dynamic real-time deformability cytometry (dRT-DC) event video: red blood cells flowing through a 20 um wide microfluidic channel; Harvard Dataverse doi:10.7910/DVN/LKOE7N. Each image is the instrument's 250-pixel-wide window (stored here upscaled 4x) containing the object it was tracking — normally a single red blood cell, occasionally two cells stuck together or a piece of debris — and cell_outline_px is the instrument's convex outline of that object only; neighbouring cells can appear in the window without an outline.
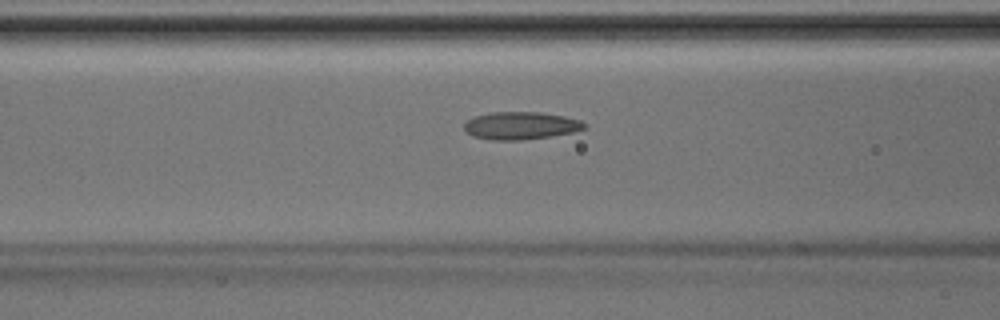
{"species": "Egyptian fruit bat (a non-hibernating species)", "species_latin": "Rousettus aegyptiacus", "temperature_condition": "room temperature", "stored_images_in_passage": 45, "camera_frame_rate_fps": 3000, "um_per_image_px": 0.085, "animal": {"sex": "male"}, "frame": {"image": 1, "passage_image": 18, "time_ms": 5.667, "image_size_px": [1000, 320], "cell_outline_px": [[588, 124], [584, 128], [572, 132], [548, 136], [520, 140], [492, 140], [472, 136], [464, 128], [464, 124], [468, 120], [476, 116], [492, 112], [540, 112], [564, 116], [580, 120]], "centroid_in_image_um": [44.26, 10.67], "position_along_channel_um": 122.3, "area_um2": 19.13}}
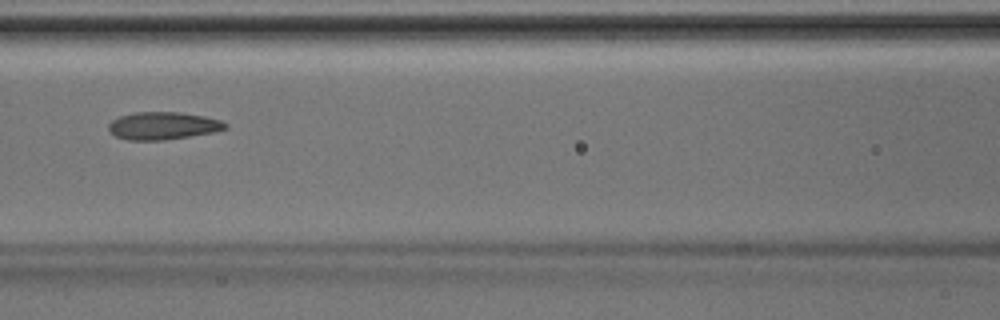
{"frame": {"image": 2, "passage_image": 20, "time_ms": 6.333, "image_size_px": [1000, 320], "cell_outline_px": [[228, 128], [216, 132], [164, 140], [128, 140], [116, 136], [108, 128], [108, 124], [112, 120], [120, 116], [136, 112], [180, 112], [204, 116], [220, 120], [228, 124]], "centroid_in_image_um": [13.89, 10.69], "position_along_channel_um": 152.7, "area_um2": 18.79}}
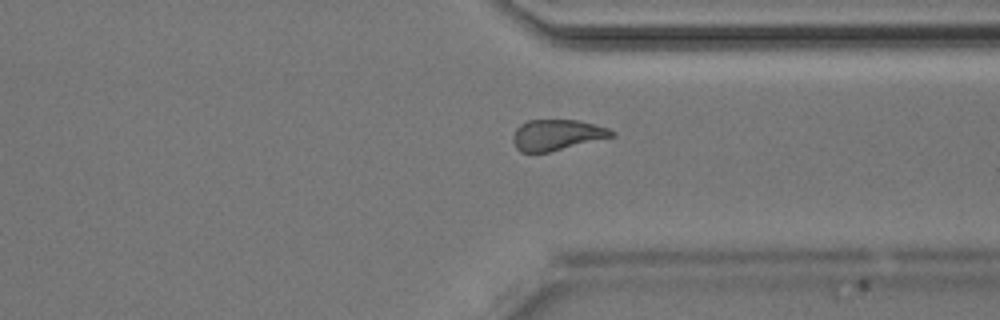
{"frame": {"image": 3, "passage_image": 34, "time_ms": 11.0, "image_size_px": [1000, 320], "cell_outline_px": [[616, 136], [548, 152], [520, 152], [516, 148], [512, 140], [512, 136], [516, 128], [520, 124], [528, 120], [580, 120], [608, 128], [616, 132]], "centroid_in_image_um": [47.34, 11.46], "position_along_channel_um": 364.1, "area_um2": 17.8}}